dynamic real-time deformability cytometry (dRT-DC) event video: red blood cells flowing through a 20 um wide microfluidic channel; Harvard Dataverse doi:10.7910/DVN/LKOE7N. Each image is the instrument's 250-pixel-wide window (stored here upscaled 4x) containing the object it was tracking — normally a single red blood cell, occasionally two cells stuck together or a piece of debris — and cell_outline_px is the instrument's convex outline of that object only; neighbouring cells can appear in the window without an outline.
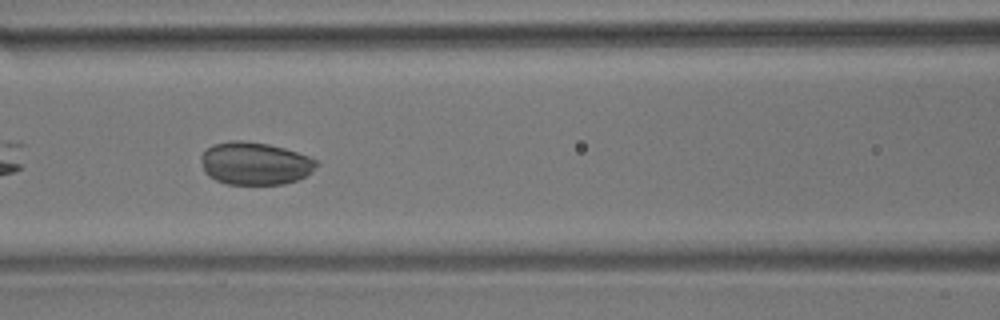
{"species": "common noctule bat (a hibernating species)", "species_latin": "Nyctalus noctula", "temperature_condition": "room temperature", "stored_images_in_passage": 7, "camera_frame_rate_fps": 3000, "um_per_image_px": 0.085, "animal": {"sex": "male", "body_mass_g": 17.9}, "frame": {"image": 1, "passage_image": 7, "time_ms": 6.667, "image_size_px": [1000, 320], "cell_outline_px": [[320, 164], [304, 176], [296, 180], [284, 184], [228, 184], [216, 180], [208, 176], [204, 172], [200, 160], [200, 156], [212, 144], [228, 140], [244, 140], [268, 144], [284, 148], [308, 156], [316, 160]], "centroid_in_image_um": [21.63, 13.88], "position_along_channel_um": 145.0, "area_um2": 28.78}}